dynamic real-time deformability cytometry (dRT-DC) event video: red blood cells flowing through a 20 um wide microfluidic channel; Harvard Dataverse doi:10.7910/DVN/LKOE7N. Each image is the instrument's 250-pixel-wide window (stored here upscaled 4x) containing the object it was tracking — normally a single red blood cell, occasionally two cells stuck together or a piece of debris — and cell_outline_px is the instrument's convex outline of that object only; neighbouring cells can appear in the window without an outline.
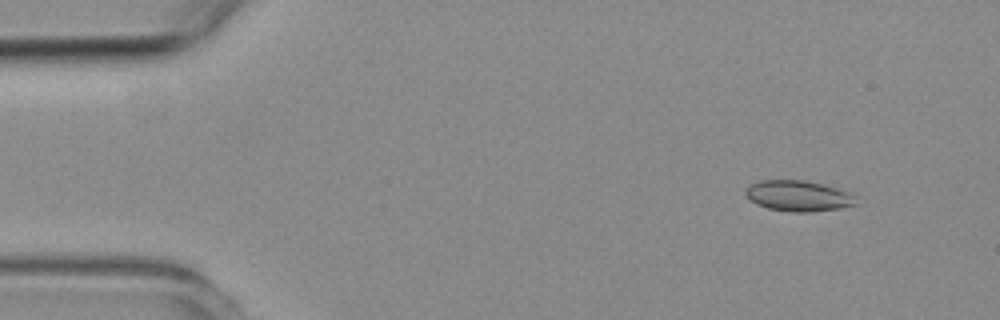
{"species": "common noctule bat (a hibernating species)", "species_latin": "Nyctalus noctula", "temperature_condition": "room temperature", "stored_images_in_passage": 4, "camera_frame_rate_fps": 3000, "um_per_image_px": 0.085, "animal": {"sex": "female", "body_mass_g": 19.3, "forearm_length_mm": 54.1}, "frame": {"image": 1, "passage_image": 2, "time_ms": 1.333, "image_size_px": [1000, 320], "cell_outline_px": [[856, 204], [840, 208], [812, 212], [792, 212], [768, 208], [756, 204], [744, 192], [744, 188], [748, 184], [760, 180], [804, 180], [824, 184], [852, 192], [856, 196]], "centroid_in_image_um": [67.87, 16.64], "position_along_channel_um": 17.1, "area_um2": 20.06}}
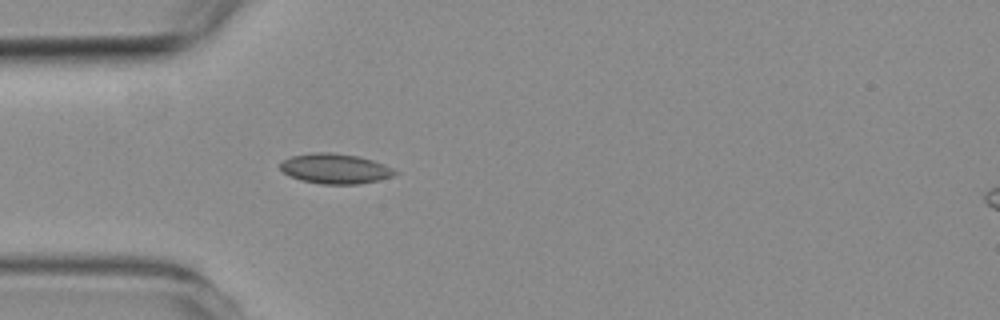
{"frame": {"image": 2, "passage_image": 4, "time_ms": 4.667, "image_size_px": [1000, 320], "cell_outline_px": [[400, 172], [392, 176], [380, 180], [360, 184], [320, 184], [300, 180], [288, 176], [280, 168], [280, 164], [284, 160], [292, 156], [312, 152], [328, 152], [356, 156], [372, 160], [384, 164]], "centroid_in_image_um": [28.49, 14.35], "position_along_channel_um": 56.5, "area_um2": 20.11}}